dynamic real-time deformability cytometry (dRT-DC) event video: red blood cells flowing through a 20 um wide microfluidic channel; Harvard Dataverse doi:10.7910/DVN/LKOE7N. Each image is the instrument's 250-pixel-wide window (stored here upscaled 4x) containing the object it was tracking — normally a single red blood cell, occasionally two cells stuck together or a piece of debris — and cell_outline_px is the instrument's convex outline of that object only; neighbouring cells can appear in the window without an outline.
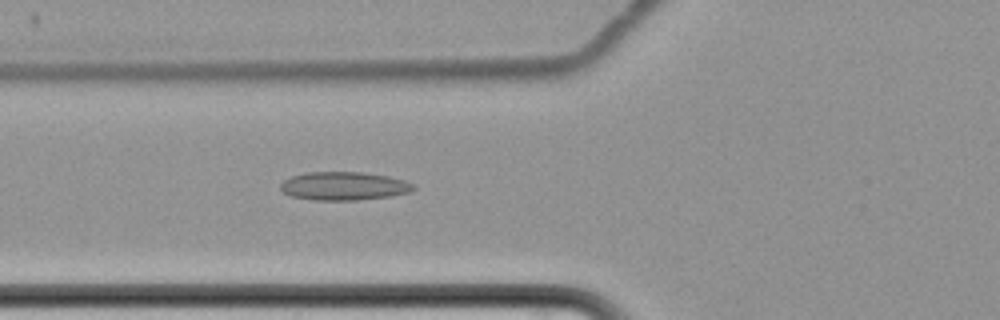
{"species": "common noctule bat (a hibernating species)", "species_latin": "Nyctalus noctula", "temperature_condition": "cold", "stored_images_in_passage": 37, "camera_frame_rate_fps": 3000, "um_per_image_px": 0.085, "animal": {"sex": "female", "body_mass_g": 22.7, "forearm_length_mm": 54.2}, "frame": {"image": 1, "passage_image": 7, "time_ms": 2.0, "image_size_px": [1000, 320], "cell_outline_px": [[416, 188], [408, 192], [392, 196], [356, 200], [316, 200], [292, 196], [284, 192], [280, 188], [280, 184], [284, 180], [292, 176], [304, 172], [364, 172], [388, 176], [404, 180], [412, 184]], "centroid_in_image_um": [29.23, 15.8], "position_along_channel_um": 96.6, "area_um2": 21.91}}
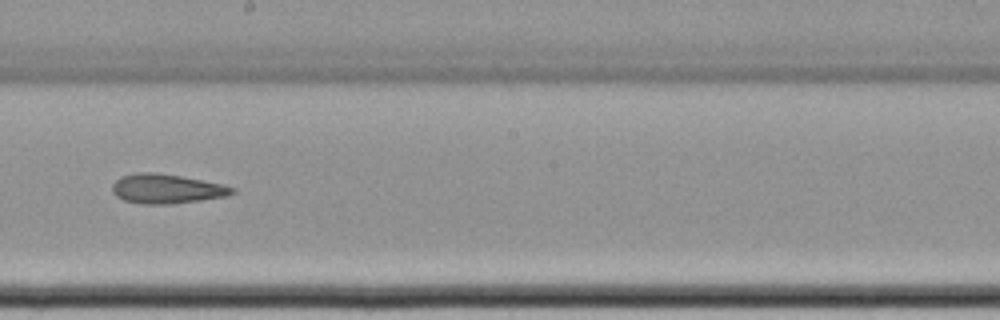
{"frame": {"image": 2, "passage_image": 19, "time_ms": 6.0, "image_size_px": [1000, 320], "cell_outline_px": [[236, 192], [228, 196], [172, 204], [144, 204], [124, 200], [116, 196], [112, 192], [112, 184], [120, 176], [140, 172], [156, 172], [180, 176], [220, 184], [236, 188]], "centroid_in_image_um": [14.14, 16.05], "position_along_channel_um": 234.1, "area_um2": 20.52}}
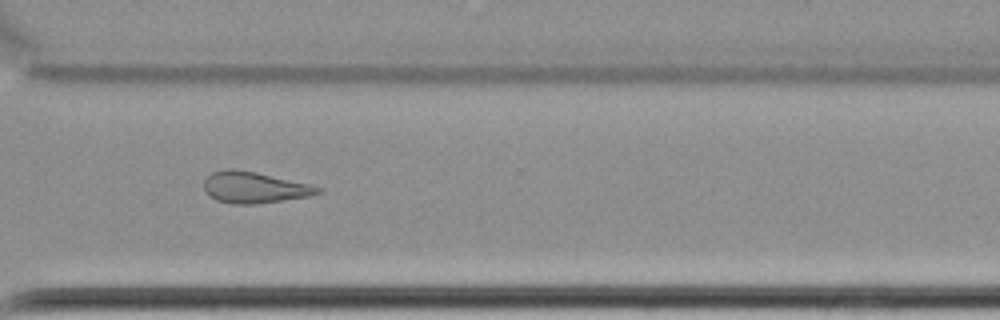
{"frame": {"image": 3, "passage_image": 29, "time_ms": 9.333, "image_size_px": [1000, 320], "cell_outline_px": [[324, 192], [308, 196], [256, 204], [232, 204], [216, 200], [208, 196], [204, 188], [204, 180], [212, 172], [224, 168], [232, 168], [256, 172], [308, 184], [324, 188]], "centroid_in_image_um": [21.59, 15.93], "position_along_channel_um": 349.0, "area_um2": 20.81}, "authors_computed_cell_mechanics": {"area_um2": 20.808, "velocity_mm_per_s": 3.4335, "shape_relaxation_time_tau1_ms": null, "shape_relaxation_time_tau2_ms": 10.2787, "deformation_change_tau1": null, "deformation_change_tau2": 0.2062}}